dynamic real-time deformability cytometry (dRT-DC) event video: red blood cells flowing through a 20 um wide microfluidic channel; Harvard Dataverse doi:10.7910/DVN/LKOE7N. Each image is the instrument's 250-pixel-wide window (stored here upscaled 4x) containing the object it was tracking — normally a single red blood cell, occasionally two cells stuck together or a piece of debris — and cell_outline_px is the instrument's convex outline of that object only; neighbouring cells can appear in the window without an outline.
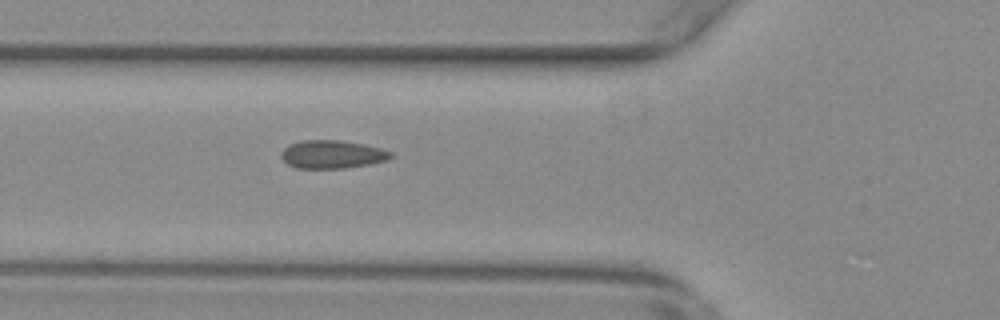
{"species": "common noctule bat (a hibernating species)", "species_latin": "Nyctalus noctula", "temperature_condition": "warm", "stored_images_in_passage": 38, "camera_frame_rate_fps": 3000, "um_per_image_px": 0.085, "animal": {"sex": "female", "body_mass_g": 29.2, "forearm_length_mm": 56.3}, "frame": {"image": 1, "passage_image": 3, "time_ms": 0.667, "image_size_px": [1000, 320], "cell_outline_px": [[392, 156], [388, 160], [368, 164], [344, 168], [296, 168], [288, 164], [280, 156], [280, 152], [284, 148], [300, 140], [340, 140], [364, 144], [380, 148], [392, 152]], "centroid_in_image_um": [28.22, 13.11], "position_along_channel_um": 97.6, "area_um2": 17.92}}
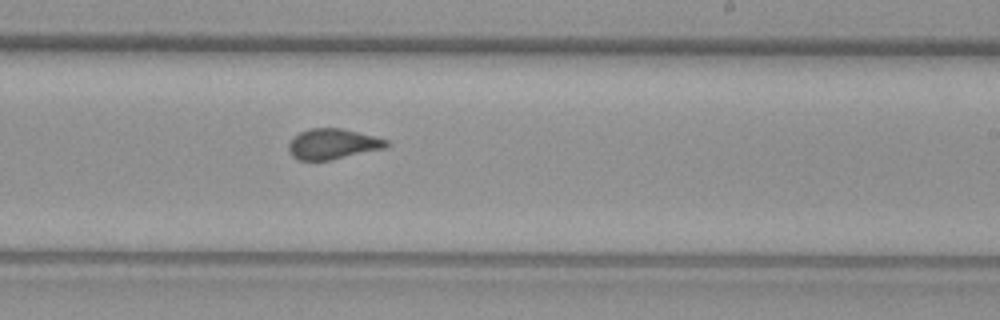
{"frame": {"image": 2, "passage_image": 16, "time_ms": 5.0, "image_size_px": [1000, 320], "cell_outline_px": [[392, 144], [384, 148], [332, 160], [296, 160], [292, 156], [288, 148], [288, 144], [292, 136], [308, 128], [340, 128], [388, 140]], "centroid_in_image_um": [28.24, 12.24], "position_along_channel_um": 260.8, "area_um2": 17.4}}
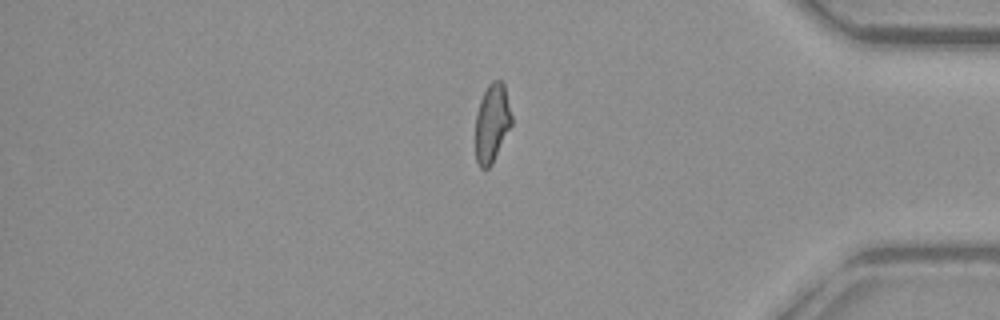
{"frame": {"image": 3, "passage_image": 29, "time_ms": 9.333, "image_size_px": [1000, 320], "cell_outline_px": [[512, 124], [492, 164], [488, 168], [480, 168], [476, 160], [476, 112], [480, 100], [488, 84], [492, 80], [500, 80], [504, 84], [512, 116]], "centroid_in_image_um": [41.82, 10.45], "position_along_channel_um": 393.4, "area_um2": 16.53}}